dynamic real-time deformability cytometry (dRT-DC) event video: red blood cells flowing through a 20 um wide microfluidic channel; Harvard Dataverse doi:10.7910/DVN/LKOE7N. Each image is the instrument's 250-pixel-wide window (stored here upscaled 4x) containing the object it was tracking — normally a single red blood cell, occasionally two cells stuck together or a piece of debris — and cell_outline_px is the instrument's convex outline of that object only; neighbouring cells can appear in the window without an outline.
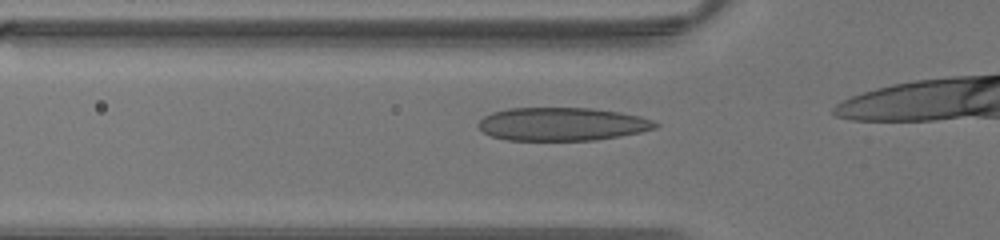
{"species": "human", "species_latin": "Homo sapiens", "temperature_condition": "warm", "stored_images_in_passage": 13, "camera_frame_rate_fps": 3000, "um_per_image_px": 0.085, "donor": {"sex": "male"}, "frame": {"image": 1, "passage_image": 9, "time_ms": 2.667, "image_size_px": [1000, 240], "cell_outline_px": [[660, 124], [656, 128], [640, 132], [620, 136], [596, 140], [508, 140], [492, 136], [484, 132], [476, 124], [484, 116], [492, 112], [508, 108], [592, 108], [620, 112], [640, 116], [652, 120]], "centroid_in_image_um": [47.78, 10.54], "position_along_channel_um": 78.0, "area_um2": 34.28}}
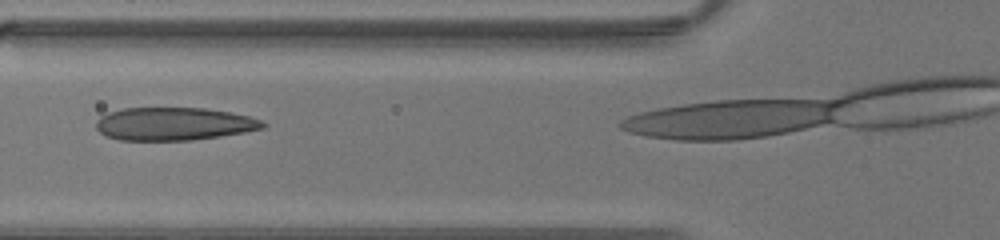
{"frame": {"image": 2, "passage_image": 11, "time_ms": 3.333, "image_size_px": [1000, 240], "cell_outline_px": [[268, 124], [264, 128], [244, 132], [220, 136], [192, 140], [120, 140], [104, 136], [96, 128], [96, 120], [100, 116], [108, 112], [124, 108], [204, 108], [228, 112], [248, 116], [260, 120]], "centroid_in_image_um": [14.74, 10.53], "position_along_channel_um": 111.1, "area_um2": 32.02}}